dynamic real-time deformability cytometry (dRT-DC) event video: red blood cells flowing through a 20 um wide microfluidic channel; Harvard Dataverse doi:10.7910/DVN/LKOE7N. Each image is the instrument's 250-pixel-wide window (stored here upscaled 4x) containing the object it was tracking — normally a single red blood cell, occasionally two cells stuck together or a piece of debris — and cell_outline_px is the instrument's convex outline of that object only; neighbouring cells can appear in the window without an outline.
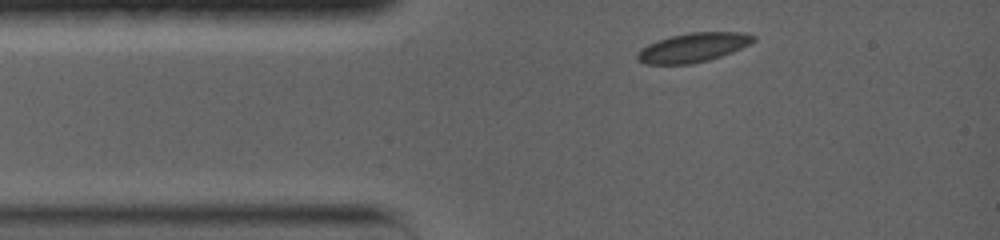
{"species": "common noctule bat (a hibernating species)", "species_latin": "Nyctalus noctula", "temperature_condition": "warm", "stored_images_in_passage": 2, "camera_frame_rate_fps": 5000, "um_per_image_px": 0.085, "animal": {"sex": "female", "body_mass_g": 19.0, "forearm_length_mm": 56.7}, "frame": {"image": 1, "passage_image": 1, "time_ms": 0.0, "image_size_px": [1000, 240], "cell_outline_px": [[756, 40], [752, 44], [732, 52], [708, 60], [688, 64], [644, 64], [636, 60], [636, 56], [640, 48], [648, 44], [672, 36], [688, 32], [744, 32], [756, 36]], "centroid_in_image_um": [58.93, 4.03], "position_along_channel_um": 26.1, "area_um2": 19.83}}